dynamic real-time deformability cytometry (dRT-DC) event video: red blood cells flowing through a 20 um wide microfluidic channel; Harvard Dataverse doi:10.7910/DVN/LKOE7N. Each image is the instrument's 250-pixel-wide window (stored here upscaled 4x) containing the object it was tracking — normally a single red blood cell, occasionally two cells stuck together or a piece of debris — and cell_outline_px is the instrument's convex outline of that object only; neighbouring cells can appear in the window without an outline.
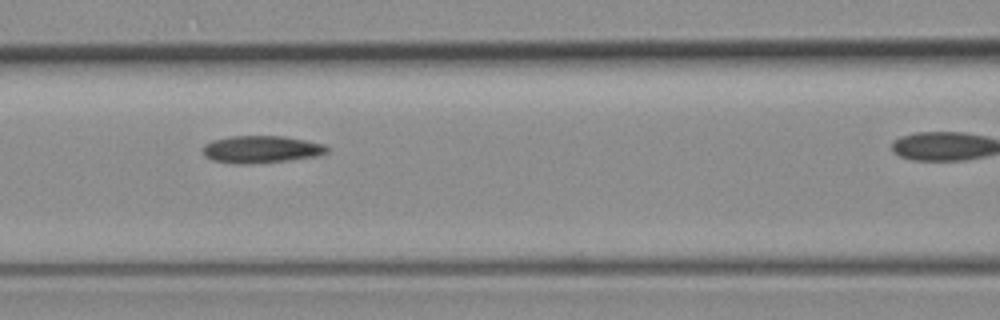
{"species": "common noctule bat (a hibernating species)", "species_latin": "Nyctalus noctula", "temperature_condition": "room temperature", "stored_images_in_passage": 9, "camera_frame_rate_fps": 3000, "um_per_image_px": 0.085, "animal": {"sex": "female", "body_mass_g": 19.3, "forearm_length_mm": 54.1}, "frame": {"image": 1, "passage_image": 4, "time_ms": 4.333, "image_size_px": [1000, 320], "cell_outline_px": [[328, 152], [316, 156], [288, 160], [248, 164], [240, 164], [212, 160], [204, 156], [204, 144], [212, 140], [232, 136], [284, 136], [324, 144], [328, 148]], "centroid_in_image_um": [22.19, 12.69], "position_along_channel_um": 144.4, "area_um2": 19.59}}